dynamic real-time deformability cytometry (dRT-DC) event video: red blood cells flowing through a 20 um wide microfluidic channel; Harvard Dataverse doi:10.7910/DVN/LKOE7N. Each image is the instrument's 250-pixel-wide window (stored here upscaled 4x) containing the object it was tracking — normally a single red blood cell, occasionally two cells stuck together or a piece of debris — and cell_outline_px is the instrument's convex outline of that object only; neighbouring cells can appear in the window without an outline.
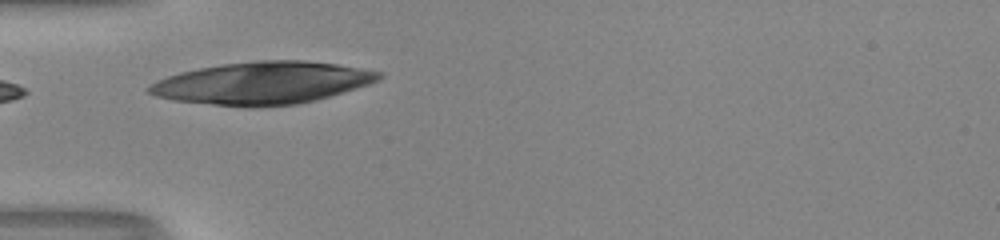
{"species": "human", "species_latin": "Homo sapiens", "temperature_condition": "room temperature", "stored_images_in_passage": 7, "camera_frame_rate_fps": 3000, "um_per_image_px": 0.085, "donor": {"sex": "male"}, "frame": {"image": 1, "passage_image": 1, "time_ms": 0.0, "image_size_px": [1000, 240], "cell_outline_px": [[384, 76], [380, 80], [368, 84], [316, 100], [296, 104], [252, 108], [248, 108], [172, 100], [156, 96], [148, 92], [148, 88], [156, 80], [180, 72], [200, 68], [224, 64], [256, 60], [304, 60], [336, 64], [380, 72]], "centroid_in_image_um": [22.29, 7.06], "position_along_channel_um": 62.7, "area_um2": 56.53}}